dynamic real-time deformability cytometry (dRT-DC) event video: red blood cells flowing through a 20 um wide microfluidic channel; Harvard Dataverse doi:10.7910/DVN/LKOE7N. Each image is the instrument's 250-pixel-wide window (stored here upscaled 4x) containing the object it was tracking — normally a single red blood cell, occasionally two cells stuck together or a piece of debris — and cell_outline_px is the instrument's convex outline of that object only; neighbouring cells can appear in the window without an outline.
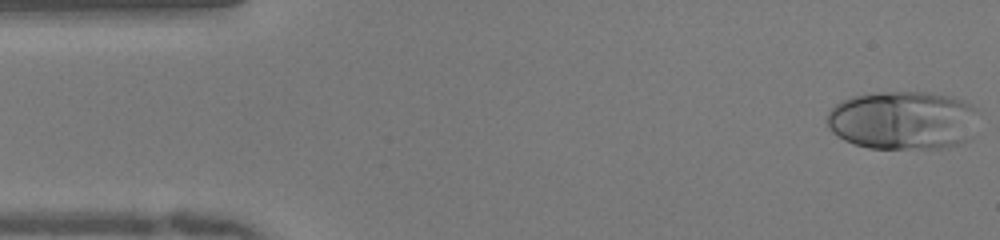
{"species": "human", "species_latin": "Homo sapiens", "temperature_condition": "warm", "stored_images_in_passage": 49, "camera_frame_rate_fps": 3000, "um_per_image_px": 0.085, "donor": {"sex": "female"}, "frame": {"image": 1, "passage_image": 1, "time_ms": 0.0, "image_size_px": [1000, 240], "cell_outline_px": [[976, 108], [972, 140], [948, 148], [868, 148], [844, 140], [836, 136], [828, 128], [828, 112], [840, 100], [852, 96], [876, 92], [928, 92], [952, 96], [964, 100], [972, 104]], "centroid_in_image_um": [76.77, 10.22], "position_along_channel_um": 8.2, "area_um2": 52.37}}
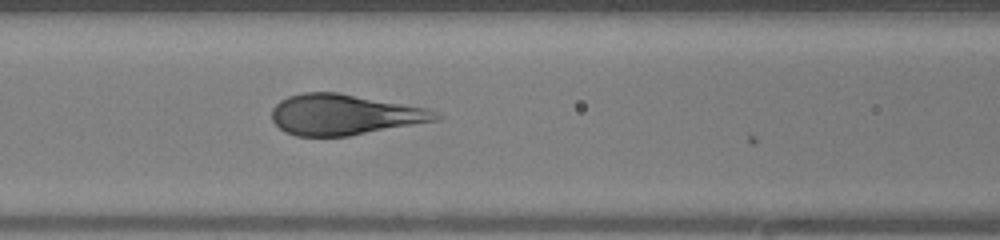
{"frame": {"image": 2, "passage_image": 19, "time_ms": 6.0, "image_size_px": [1000, 240], "cell_outline_px": [[444, 116], [440, 120], [348, 136], [296, 136], [284, 132], [272, 120], [272, 108], [280, 100], [288, 96], [304, 92], [336, 92], [428, 108]], "centroid_in_image_um": [29.28, 9.74], "position_along_channel_um": 137.3, "area_um2": 38.9}}
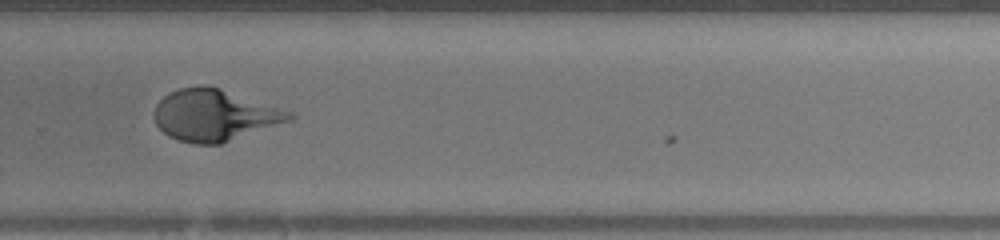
{"frame": {"image": 3, "passage_image": 32, "time_ms": 10.333, "image_size_px": [1000, 240], "cell_outline_px": [[296, 116], [292, 120], [220, 144], [192, 144], [168, 136], [156, 124], [152, 116], [152, 112], [156, 104], [168, 92], [180, 88], [196, 84], [208, 84], [292, 112]], "centroid_in_image_um": [18.19, 9.77], "position_along_channel_um": 311.6, "area_um2": 40.81}, "authors_computed_cell_mechanics": {"area_um2": 40.171, "velocity_mm_per_s": 4.0364, "shape_relaxation_time_tau1_ms": 4.5229, "shape_relaxation_time_tau2_ms": null, "deformation_change_tau1": 0.2731, "deformation_change_tau2": null}}